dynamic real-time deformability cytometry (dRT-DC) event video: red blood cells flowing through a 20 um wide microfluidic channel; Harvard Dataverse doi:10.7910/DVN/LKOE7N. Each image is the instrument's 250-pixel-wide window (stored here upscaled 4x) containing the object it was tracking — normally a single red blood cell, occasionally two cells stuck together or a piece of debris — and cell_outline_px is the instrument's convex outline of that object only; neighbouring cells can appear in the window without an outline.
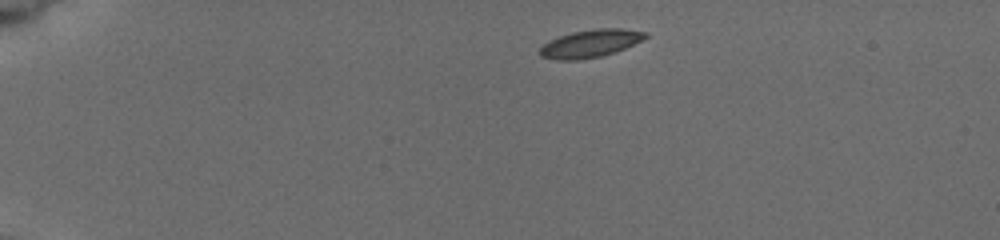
{"species": "common noctule bat (a hibernating species)", "species_latin": "Nyctalus noctula", "temperature_condition": "cold", "stored_images_in_passage": 6, "camera_frame_rate_fps": 3000, "um_per_image_px": 0.085, "animal": {"sex": "female", "body_mass_g": 19.5, "forearm_length_mm": 54.1}, "frame": {"image": 1, "passage_image": 1, "time_ms": 0.0, "image_size_px": [1000, 240], "cell_outline_px": [[648, 36], [616, 52], [600, 56], [576, 60], [556, 60], [540, 56], [536, 52], [548, 40], [572, 32], [596, 28], [620, 28], [648, 32]], "centroid_in_image_um": [50.13, 3.69], "position_along_channel_um": 34.9, "area_um2": 17.05}}
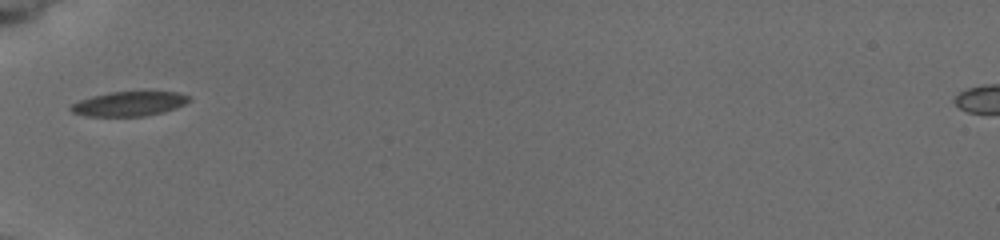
{"frame": {"image": 2, "passage_image": 4, "time_ms": 3.0, "image_size_px": [1000, 240], "cell_outline_px": [[192, 100], [176, 108], [164, 112], [144, 116], [84, 116], [72, 112], [68, 108], [72, 104], [80, 100], [92, 96], [108, 92], [180, 92], [192, 96]], "centroid_in_image_um": [11.01, 8.82], "position_along_channel_um": 74.0, "area_um2": 17.05}}
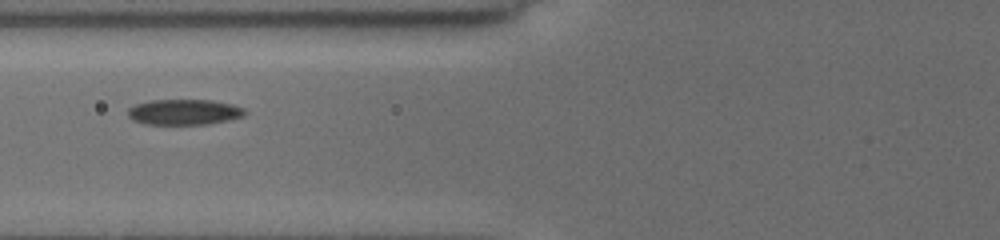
{"frame": {"image": 3, "passage_image": 5, "time_ms": 4.0, "image_size_px": [1000, 240], "cell_outline_px": [[248, 112], [244, 116], [228, 120], [208, 124], [148, 124], [132, 120], [128, 116], [128, 108], [136, 104], [152, 100], [212, 100], [232, 104], [244, 108]], "centroid_in_image_um": [15.68, 9.52], "position_along_channel_um": 110.1, "area_um2": 17.46}}